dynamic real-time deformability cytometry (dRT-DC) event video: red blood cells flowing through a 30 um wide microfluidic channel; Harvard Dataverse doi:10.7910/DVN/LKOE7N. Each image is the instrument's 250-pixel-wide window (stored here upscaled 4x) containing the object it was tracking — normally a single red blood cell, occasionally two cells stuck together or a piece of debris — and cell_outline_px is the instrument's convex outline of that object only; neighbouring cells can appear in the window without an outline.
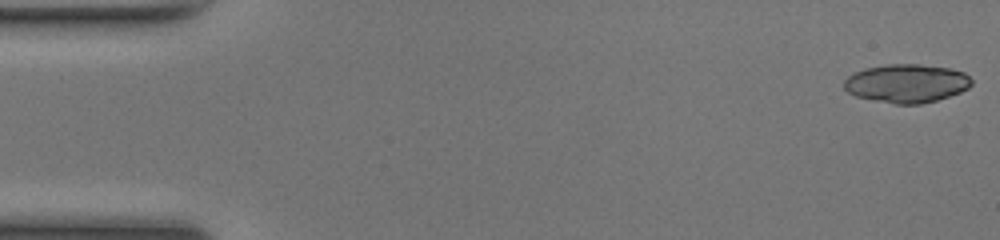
{"species": "common noctule bat (a hibernating species)", "species_latin": "Nyctalus noctula", "temperature_condition": "room temperature", "stored_images_in_passage": 10, "camera_frame_rate_fps": 3000, "um_per_image_px": 0.085, "animal": {"sex": "female", "body_mass_g": 17.0, "forearm_length_mm": 48.0}, "frame": {"image": 1, "passage_image": 1, "time_ms": 0.0, "image_size_px": [1000, 240], "cell_outline_px": [[972, 84], [968, 88], [960, 92], [936, 100], [920, 104], [896, 104], [872, 100], [856, 96], [848, 92], [844, 88], [844, 80], [848, 76], [864, 68], [888, 64], [920, 64], [948, 68], [964, 72], [972, 80]], "centroid_in_image_um": [77.05, 7.08], "position_along_channel_um": 8.0, "area_um2": 28.55}}